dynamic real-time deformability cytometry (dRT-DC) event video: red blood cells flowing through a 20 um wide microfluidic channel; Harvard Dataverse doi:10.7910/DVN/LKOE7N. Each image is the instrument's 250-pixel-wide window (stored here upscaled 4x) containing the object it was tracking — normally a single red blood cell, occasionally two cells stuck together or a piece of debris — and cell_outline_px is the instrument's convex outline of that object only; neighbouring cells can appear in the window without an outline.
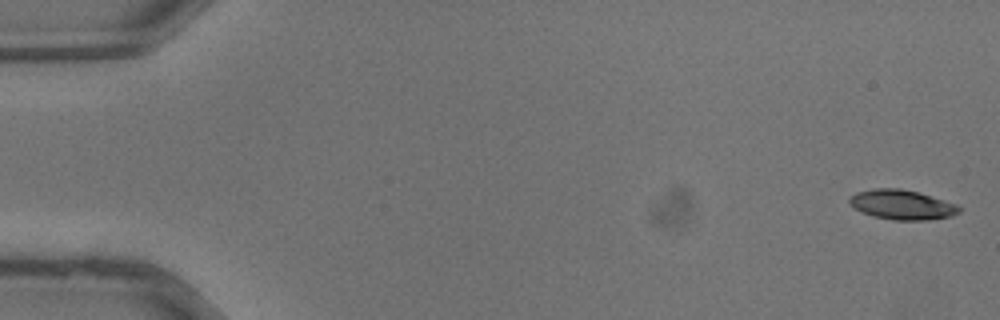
{"species": "common noctule bat (a hibernating species)", "species_latin": "Nyctalus noctula", "temperature_condition": "warm", "stored_images_in_passage": 15, "segment_of_instrument_passage": [1, 2], "camera_frame_rate_fps": 3000, "um_per_image_px": 0.085, "animal": {"sex": "male", "body_mass_g": 13.3}, "frame": {"image": 1, "passage_image": 1, "time_ms": 0.0, "image_size_px": [1000, 320], "cell_outline_px": [[960, 212], [952, 216], [928, 220], [892, 220], [872, 216], [860, 212], [848, 200], [856, 192], [872, 188], [900, 188], [916, 192], [956, 204], [960, 208]], "centroid_in_image_um": [76.65, 17.41], "position_along_channel_um": 8.4, "area_um2": 18.84}}
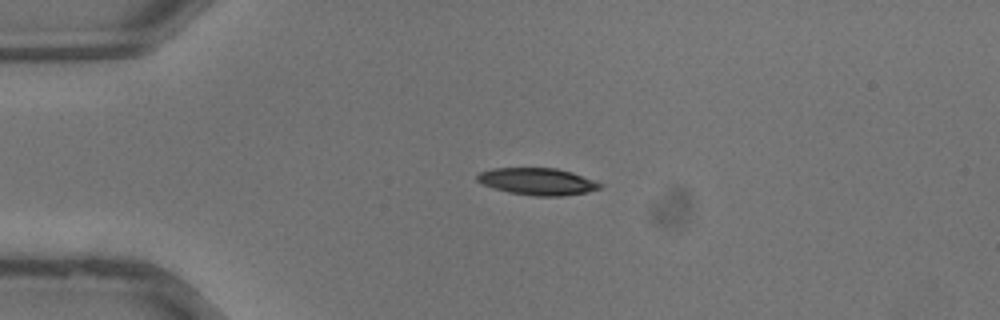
{"frame": {"image": 2, "passage_image": 9, "time_ms": 2.667, "image_size_px": [1000, 320], "cell_outline_px": [[604, 184], [600, 188], [588, 192], [560, 196], [536, 196], [508, 192], [492, 188], [476, 180], [476, 176], [480, 172], [492, 168], [556, 168], [572, 172], [596, 180]], "centroid_in_image_um": [45.71, 15.42], "position_along_channel_um": 39.3, "area_um2": 19.42}}
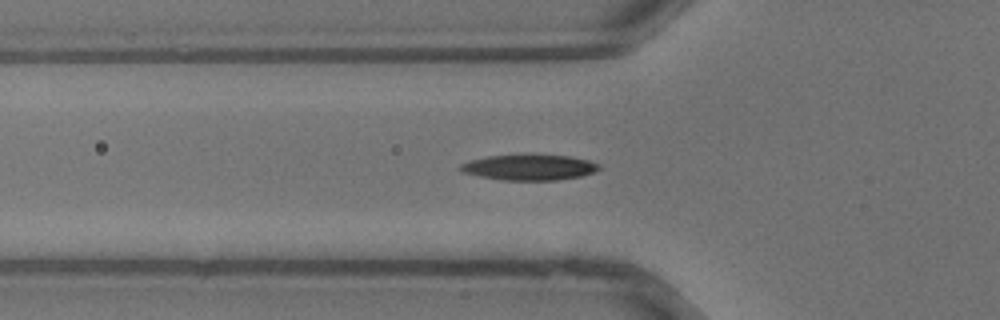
{"frame": {"image": 3, "passage_image": 13, "time_ms": 4.0, "image_size_px": [1000, 320], "cell_outline_px": [[600, 168], [592, 172], [580, 176], [556, 180], [504, 180], [480, 176], [460, 172], [456, 168], [460, 164], [468, 160], [488, 156], [532, 152], [572, 156], [588, 160], [600, 164]], "centroid_in_image_um": [44.94, 14.17], "position_along_channel_um": 80.9, "area_um2": 21.56}}